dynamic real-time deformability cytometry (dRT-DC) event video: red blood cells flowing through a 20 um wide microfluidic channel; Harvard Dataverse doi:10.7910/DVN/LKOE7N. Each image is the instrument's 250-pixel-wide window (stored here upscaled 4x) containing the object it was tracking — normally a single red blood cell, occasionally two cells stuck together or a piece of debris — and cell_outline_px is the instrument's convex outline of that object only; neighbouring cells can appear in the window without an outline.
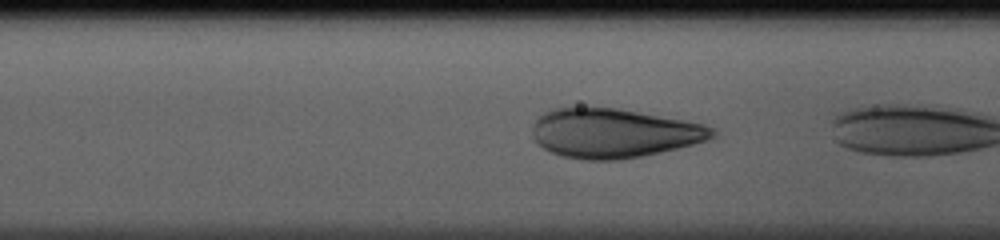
{"species": "human", "species_latin": "Homo sapiens", "temperature_condition": "cold", "stored_images_in_passage": 4, "camera_frame_rate_fps": 3000, "um_per_image_px": 0.085, "donor": {"sex": "male"}, "frame": {"image": 1, "passage_image": 3, "time_ms": 0.667, "image_size_px": [1000, 240], "cell_outline_px": [[716, 136], [708, 140], [660, 152], [620, 160], [584, 160], [560, 156], [536, 144], [532, 136], [532, 128], [536, 120], [544, 112], [552, 108], [580, 104], [616, 108], [684, 120], [704, 124], [712, 128], [716, 132]], "centroid_in_image_um": [52.09, 11.29], "position_along_channel_um": 114.5, "area_um2": 52.42}}